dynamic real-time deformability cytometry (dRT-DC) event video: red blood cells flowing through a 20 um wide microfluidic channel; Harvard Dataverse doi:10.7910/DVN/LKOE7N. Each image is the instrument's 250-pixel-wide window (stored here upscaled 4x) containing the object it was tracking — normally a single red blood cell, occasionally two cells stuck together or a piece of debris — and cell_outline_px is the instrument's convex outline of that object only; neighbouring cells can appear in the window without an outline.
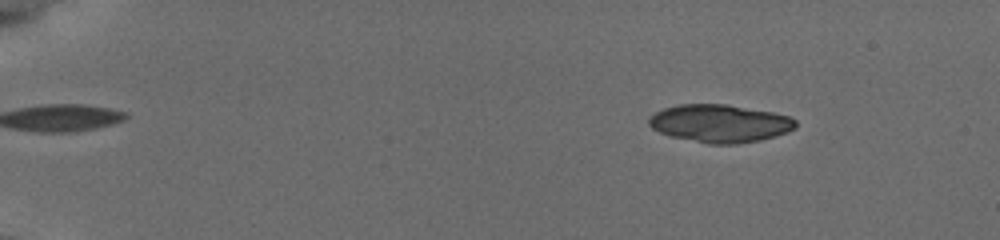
{"species": "common noctule bat (a hibernating species)", "species_latin": "Nyctalus noctula", "temperature_condition": "cold", "stored_images_in_passage": 25, "camera_frame_rate_fps": 3000, "um_per_image_px": 0.085, "animal": {"sex": "female", "body_mass_g": 19.5, "forearm_length_mm": 54.1}, "frame": {"image": 1, "passage_image": 7, "time_ms": 2.667, "image_size_px": [1000, 240], "cell_outline_px": [[796, 128], [788, 132], [776, 136], [760, 140], [736, 144], [708, 144], [672, 136], [660, 132], [652, 128], [648, 124], [648, 120], [656, 112], [664, 108], [680, 104], [724, 104], [772, 112], [788, 116], [796, 120]], "centroid_in_image_um": [61.21, 10.49], "position_along_channel_um": 23.8, "area_um2": 32.19}}